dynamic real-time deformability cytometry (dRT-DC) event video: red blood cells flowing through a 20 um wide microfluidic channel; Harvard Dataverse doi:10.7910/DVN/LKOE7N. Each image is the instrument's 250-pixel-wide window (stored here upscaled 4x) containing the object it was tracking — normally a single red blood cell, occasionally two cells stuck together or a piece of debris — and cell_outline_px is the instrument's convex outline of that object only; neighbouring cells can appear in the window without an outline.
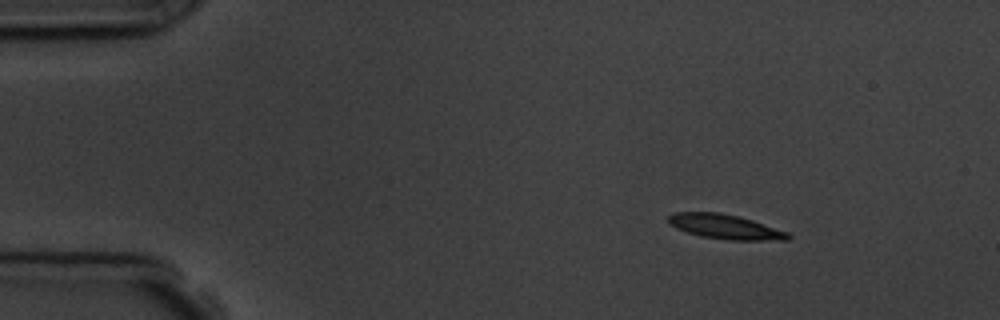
{"species": "common noctule bat (a hibernating species)", "species_latin": "Nyctalus noctula", "temperature_condition": "room temperature", "stored_images_in_passage": 4, "camera_frame_rate_fps": 3000, "um_per_image_px": 0.085, "animal": {"sex": "male", "body_mass_g": 19.5, "forearm_length_mm": 54.6}, "frame": {"image": 1, "passage_image": 2, "time_ms": 1.0, "image_size_px": [1000, 320], "cell_outline_px": [[792, 236], [788, 240], [728, 240], [700, 236], [676, 228], [668, 224], [664, 220], [672, 212], [720, 212], [752, 220], [788, 232]], "centroid_in_image_um": [61.59, 19.27], "position_along_channel_um": 23.4, "area_um2": 17.28}}